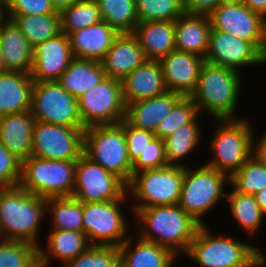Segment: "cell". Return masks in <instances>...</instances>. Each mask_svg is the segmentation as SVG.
I'll use <instances>...</instances> for the list:
<instances>
[{
	"mask_svg": "<svg viewBox=\"0 0 266 267\" xmlns=\"http://www.w3.org/2000/svg\"><path fill=\"white\" fill-rule=\"evenodd\" d=\"M132 219L136 226L134 234L168 248L177 257H184L201 226L178 204L139 208L133 212Z\"/></svg>",
	"mask_w": 266,
	"mask_h": 267,
	"instance_id": "cell-1",
	"label": "cell"
},
{
	"mask_svg": "<svg viewBox=\"0 0 266 267\" xmlns=\"http://www.w3.org/2000/svg\"><path fill=\"white\" fill-rule=\"evenodd\" d=\"M210 230L209 225L198 228L184 258L189 257L199 267L266 266V253L259 246L250 244L248 239L242 240L235 235L233 238L224 232L215 234Z\"/></svg>",
	"mask_w": 266,
	"mask_h": 267,
	"instance_id": "cell-2",
	"label": "cell"
},
{
	"mask_svg": "<svg viewBox=\"0 0 266 267\" xmlns=\"http://www.w3.org/2000/svg\"><path fill=\"white\" fill-rule=\"evenodd\" d=\"M242 76L239 71L205 61L197 86L190 96L199 113L206 112L212 120L245 118L237 114L244 88Z\"/></svg>",
	"mask_w": 266,
	"mask_h": 267,
	"instance_id": "cell-3",
	"label": "cell"
},
{
	"mask_svg": "<svg viewBox=\"0 0 266 267\" xmlns=\"http://www.w3.org/2000/svg\"><path fill=\"white\" fill-rule=\"evenodd\" d=\"M46 198L20 186L0 188V239L27 241L39 246Z\"/></svg>",
	"mask_w": 266,
	"mask_h": 267,
	"instance_id": "cell-4",
	"label": "cell"
},
{
	"mask_svg": "<svg viewBox=\"0 0 266 267\" xmlns=\"http://www.w3.org/2000/svg\"><path fill=\"white\" fill-rule=\"evenodd\" d=\"M214 121L208 142L212 155L204 164L230 177L252 156L255 128L247 117Z\"/></svg>",
	"mask_w": 266,
	"mask_h": 267,
	"instance_id": "cell-5",
	"label": "cell"
},
{
	"mask_svg": "<svg viewBox=\"0 0 266 267\" xmlns=\"http://www.w3.org/2000/svg\"><path fill=\"white\" fill-rule=\"evenodd\" d=\"M191 166L192 163L184 167V178L178 205L201 226L208 225L204 221L205 215L207 216L226 199L229 177L204 163L198 167Z\"/></svg>",
	"mask_w": 266,
	"mask_h": 267,
	"instance_id": "cell-6",
	"label": "cell"
},
{
	"mask_svg": "<svg viewBox=\"0 0 266 267\" xmlns=\"http://www.w3.org/2000/svg\"><path fill=\"white\" fill-rule=\"evenodd\" d=\"M183 178L184 167L179 165H168L133 174L127 184V194L129 199H132L129 204L131 209L126 213L132 215L139 208L179 204Z\"/></svg>",
	"mask_w": 266,
	"mask_h": 267,
	"instance_id": "cell-7",
	"label": "cell"
},
{
	"mask_svg": "<svg viewBox=\"0 0 266 267\" xmlns=\"http://www.w3.org/2000/svg\"><path fill=\"white\" fill-rule=\"evenodd\" d=\"M77 160L30 156L21 163L19 186L43 198L72 197Z\"/></svg>",
	"mask_w": 266,
	"mask_h": 267,
	"instance_id": "cell-8",
	"label": "cell"
},
{
	"mask_svg": "<svg viewBox=\"0 0 266 267\" xmlns=\"http://www.w3.org/2000/svg\"><path fill=\"white\" fill-rule=\"evenodd\" d=\"M83 153L117 175L126 184L133 176L124 129L119 125H94L84 131Z\"/></svg>",
	"mask_w": 266,
	"mask_h": 267,
	"instance_id": "cell-9",
	"label": "cell"
},
{
	"mask_svg": "<svg viewBox=\"0 0 266 267\" xmlns=\"http://www.w3.org/2000/svg\"><path fill=\"white\" fill-rule=\"evenodd\" d=\"M125 201L128 199L82 202L84 233L90 245L119 247L131 236L122 208L127 205Z\"/></svg>",
	"mask_w": 266,
	"mask_h": 267,
	"instance_id": "cell-10",
	"label": "cell"
},
{
	"mask_svg": "<svg viewBox=\"0 0 266 267\" xmlns=\"http://www.w3.org/2000/svg\"><path fill=\"white\" fill-rule=\"evenodd\" d=\"M208 18L211 28L250 42L266 58V19L241 0H225Z\"/></svg>",
	"mask_w": 266,
	"mask_h": 267,
	"instance_id": "cell-11",
	"label": "cell"
},
{
	"mask_svg": "<svg viewBox=\"0 0 266 267\" xmlns=\"http://www.w3.org/2000/svg\"><path fill=\"white\" fill-rule=\"evenodd\" d=\"M31 112L38 122L85 128L78 111V99L57 81L33 83Z\"/></svg>",
	"mask_w": 266,
	"mask_h": 267,
	"instance_id": "cell-12",
	"label": "cell"
},
{
	"mask_svg": "<svg viewBox=\"0 0 266 267\" xmlns=\"http://www.w3.org/2000/svg\"><path fill=\"white\" fill-rule=\"evenodd\" d=\"M78 111L85 128L119 124L126 117L121 81L105 77L78 98Z\"/></svg>",
	"mask_w": 266,
	"mask_h": 267,
	"instance_id": "cell-13",
	"label": "cell"
},
{
	"mask_svg": "<svg viewBox=\"0 0 266 267\" xmlns=\"http://www.w3.org/2000/svg\"><path fill=\"white\" fill-rule=\"evenodd\" d=\"M72 197L83 203L129 199L127 184L84 153L76 161Z\"/></svg>",
	"mask_w": 266,
	"mask_h": 267,
	"instance_id": "cell-14",
	"label": "cell"
},
{
	"mask_svg": "<svg viewBox=\"0 0 266 267\" xmlns=\"http://www.w3.org/2000/svg\"><path fill=\"white\" fill-rule=\"evenodd\" d=\"M85 129L36 121L32 156L49 160H78L83 154Z\"/></svg>",
	"mask_w": 266,
	"mask_h": 267,
	"instance_id": "cell-15",
	"label": "cell"
},
{
	"mask_svg": "<svg viewBox=\"0 0 266 267\" xmlns=\"http://www.w3.org/2000/svg\"><path fill=\"white\" fill-rule=\"evenodd\" d=\"M205 61L240 73L246 67L266 65V58L250 42L213 28L209 34V48Z\"/></svg>",
	"mask_w": 266,
	"mask_h": 267,
	"instance_id": "cell-16",
	"label": "cell"
},
{
	"mask_svg": "<svg viewBox=\"0 0 266 267\" xmlns=\"http://www.w3.org/2000/svg\"><path fill=\"white\" fill-rule=\"evenodd\" d=\"M73 59L68 35L61 33L33 47L30 76L34 82L57 81Z\"/></svg>",
	"mask_w": 266,
	"mask_h": 267,
	"instance_id": "cell-17",
	"label": "cell"
},
{
	"mask_svg": "<svg viewBox=\"0 0 266 267\" xmlns=\"http://www.w3.org/2000/svg\"><path fill=\"white\" fill-rule=\"evenodd\" d=\"M159 62L167 91L190 97L197 86L205 58L175 49Z\"/></svg>",
	"mask_w": 266,
	"mask_h": 267,
	"instance_id": "cell-18",
	"label": "cell"
},
{
	"mask_svg": "<svg viewBox=\"0 0 266 267\" xmlns=\"http://www.w3.org/2000/svg\"><path fill=\"white\" fill-rule=\"evenodd\" d=\"M125 105L150 99L167 91L159 60H146L121 80Z\"/></svg>",
	"mask_w": 266,
	"mask_h": 267,
	"instance_id": "cell-19",
	"label": "cell"
},
{
	"mask_svg": "<svg viewBox=\"0 0 266 267\" xmlns=\"http://www.w3.org/2000/svg\"><path fill=\"white\" fill-rule=\"evenodd\" d=\"M146 60L137 38L132 33H121L100 62L106 77L121 81Z\"/></svg>",
	"mask_w": 266,
	"mask_h": 267,
	"instance_id": "cell-20",
	"label": "cell"
},
{
	"mask_svg": "<svg viewBox=\"0 0 266 267\" xmlns=\"http://www.w3.org/2000/svg\"><path fill=\"white\" fill-rule=\"evenodd\" d=\"M130 234L131 236L118 247L121 267L176 266L174 263H177L178 257L168 248Z\"/></svg>",
	"mask_w": 266,
	"mask_h": 267,
	"instance_id": "cell-21",
	"label": "cell"
},
{
	"mask_svg": "<svg viewBox=\"0 0 266 267\" xmlns=\"http://www.w3.org/2000/svg\"><path fill=\"white\" fill-rule=\"evenodd\" d=\"M119 33L105 21L68 34L74 58L101 61Z\"/></svg>",
	"mask_w": 266,
	"mask_h": 267,
	"instance_id": "cell-22",
	"label": "cell"
},
{
	"mask_svg": "<svg viewBox=\"0 0 266 267\" xmlns=\"http://www.w3.org/2000/svg\"><path fill=\"white\" fill-rule=\"evenodd\" d=\"M35 122L31 110L0 117V142L21 163L32 156Z\"/></svg>",
	"mask_w": 266,
	"mask_h": 267,
	"instance_id": "cell-23",
	"label": "cell"
},
{
	"mask_svg": "<svg viewBox=\"0 0 266 267\" xmlns=\"http://www.w3.org/2000/svg\"><path fill=\"white\" fill-rule=\"evenodd\" d=\"M47 234L45 245L38 246V264L39 267H49L53 259L64 263L75 259L84 252L90 243L84 232H75L69 230L50 229Z\"/></svg>",
	"mask_w": 266,
	"mask_h": 267,
	"instance_id": "cell-24",
	"label": "cell"
},
{
	"mask_svg": "<svg viewBox=\"0 0 266 267\" xmlns=\"http://www.w3.org/2000/svg\"><path fill=\"white\" fill-rule=\"evenodd\" d=\"M182 97L178 93L166 91L150 99L128 103L125 119L136 128L155 133L160 122L171 113Z\"/></svg>",
	"mask_w": 266,
	"mask_h": 267,
	"instance_id": "cell-25",
	"label": "cell"
},
{
	"mask_svg": "<svg viewBox=\"0 0 266 267\" xmlns=\"http://www.w3.org/2000/svg\"><path fill=\"white\" fill-rule=\"evenodd\" d=\"M174 30L176 50L205 58L211 30L208 15L183 13L174 21Z\"/></svg>",
	"mask_w": 266,
	"mask_h": 267,
	"instance_id": "cell-26",
	"label": "cell"
},
{
	"mask_svg": "<svg viewBox=\"0 0 266 267\" xmlns=\"http://www.w3.org/2000/svg\"><path fill=\"white\" fill-rule=\"evenodd\" d=\"M132 34L137 38L147 60H160L176 49L174 21L141 22Z\"/></svg>",
	"mask_w": 266,
	"mask_h": 267,
	"instance_id": "cell-27",
	"label": "cell"
},
{
	"mask_svg": "<svg viewBox=\"0 0 266 267\" xmlns=\"http://www.w3.org/2000/svg\"><path fill=\"white\" fill-rule=\"evenodd\" d=\"M0 47L6 72L31 74L33 47L10 19L0 28Z\"/></svg>",
	"mask_w": 266,
	"mask_h": 267,
	"instance_id": "cell-28",
	"label": "cell"
},
{
	"mask_svg": "<svg viewBox=\"0 0 266 267\" xmlns=\"http://www.w3.org/2000/svg\"><path fill=\"white\" fill-rule=\"evenodd\" d=\"M33 83L30 74L0 73V117L31 110Z\"/></svg>",
	"mask_w": 266,
	"mask_h": 267,
	"instance_id": "cell-29",
	"label": "cell"
},
{
	"mask_svg": "<svg viewBox=\"0 0 266 267\" xmlns=\"http://www.w3.org/2000/svg\"><path fill=\"white\" fill-rule=\"evenodd\" d=\"M106 77L101 62L74 58L57 82L76 99Z\"/></svg>",
	"mask_w": 266,
	"mask_h": 267,
	"instance_id": "cell-30",
	"label": "cell"
},
{
	"mask_svg": "<svg viewBox=\"0 0 266 267\" xmlns=\"http://www.w3.org/2000/svg\"><path fill=\"white\" fill-rule=\"evenodd\" d=\"M199 115L189 124L182 126L176 132L164 139L165 158L168 165L187 167L184 159L193 154V151L203 142V126L198 120Z\"/></svg>",
	"mask_w": 266,
	"mask_h": 267,
	"instance_id": "cell-31",
	"label": "cell"
},
{
	"mask_svg": "<svg viewBox=\"0 0 266 267\" xmlns=\"http://www.w3.org/2000/svg\"><path fill=\"white\" fill-rule=\"evenodd\" d=\"M226 193V202L229 205L230 215L244 233L254 238L265 225L266 214L260 209L254 195L244 194L233 189ZM265 217V218H264Z\"/></svg>",
	"mask_w": 266,
	"mask_h": 267,
	"instance_id": "cell-32",
	"label": "cell"
},
{
	"mask_svg": "<svg viewBox=\"0 0 266 267\" xmlns=\"http://www.w3.org/2000/svg\"><path fill=\"white\" fill-rule=\"evenodd\" d=\"M32 47L62 33L60 14L8 15Z\"/></svg>",
	"mask_w": 266,
	"mask_h": 267,
	"instance_id": "cell-33",
	"label": "cell"
},
{
	"mask_svg": "<svg viewBox=\"0 0 266 267\" xmlns=\"http://www.w3.org/2000/svg\"><path fill=\"white\" fill-rule=\"evenodd\" d=\"M46 213L51 215V229L84 232L82 202L74 197L47 198Z\"/></svg>",
	"mask_w": 266,
	"mask_h": 267,
	"instance_id": "cell-34",
	"label": "cell"
},
{
	"mask_svg": "<svg viewBox=\"0 0 266 267\" xmlns=\"http://www.w3.org/2000/svg\"><path fill=\"white\" fill-rule=\"evenodd\" d=\"M100 9L102 20L119 34L133 33L138 25L136 0H94Z\"/></svg>",
	"mask_w": 266,
	"mask_h": 267,
	"instance_id": "cell-35",
	"label": "cell"
},
{
	"mask_svg": "<svg viewBox=\"0 0 266 267\" xmlns=\"http://www.w3.org/2000/svg\"><path fill=\"white\" fill-rule=\"evenodd\" d=\"M59 14L61 31L66 35L102 21L100 9L94 0H80Z\"/></svg>",
	"mask_w": 266,
	"mask_h": 267,
	"instance_id": "cell-36",
	"label": "cell"
},
{
	"mask_svg": "<svg viewBox=\"0 0 266 267\" xmlns=\"http://www.w3.org/2000/svg\"><path fill=\"white\" fill-rule=\"evenodd\" d=\"M229 186L234 191L254 195L266 188V166L252 155L229 177Z\"/></svg>",
	"mask_w": 266,
	"mask_h": 267,
	"instance_id": "cell-37",
	"label": "cell"
},
{
	"mask_svg": "<svg viewBox=\"0 0 266 267\" xmlns=\"http://www.w3.org/2000/svg\"><path fill=\"white\" fill-rule=\"evenodd\" d=\"M0 267H39L38 246L27 241L0 239Z\"/></svg>",
	"mask_w": 266,
	"mask_h": 267,
	"instance_id": "cell-38",
	"label": "cell"
},
{
	"mask_svg": "<svg viewBox=\"0 0 266 267\" xmlns=\"http://www.w3.org/2000/svg\"><path fill=\"white\" fill-rule=\"evenodd\" d=\"M139 23L146 21H175L184 13L183 0H136Z\"/></svg>",
	"mask_w": 266,
	"mask_h": 267,
	"instance_id": "cell-39",
	"label": "cell"
},
{
	"mask_svg": "<svg viewBox=\"0 0 266 267\" xmlns=\"http://www.w3.org/2000/svg\"><path fill=\"white\" fill-rule=\"evenodd\" d=\"M198 115L200 113L194 101L190 97H182L171 113L160 122L155 136L164 140L182 126L191 123Z\"/></svg>",
	"mask_w": 266,
	"mask_h": 267,
	"instance_id": "cell-40",
	"label": "cell"
},
{
	"mask_svg": "<svg viewBox=\"0 0 266 267\" xmlns=\"http://www.w3.org/2000/svg\"><path fill=\"white\" fill-rule=\"evenodd\" d=\"M120 255L118 247L90 245L75 259L60 267H119Z\"/></svg>",
	"mask_w": 266,
	"mask_h": 267,
	"instance_id": "cell-41",
	"label": "cell"
},
{
	"mask_svg": "<svg viewBox=\"0 0 266 267\" xmlns=\"http://www.w3.org/2000/svg\"><path fill=\"white\" fill-rule=\"evenodd\" d=\"M168 166L165 158L164 140L153 138L144 152L133 163V174L145 170L159 169Z\"/></svg>",
	"mask_w": 266,
	"mask_h": 267,
	"instance_id": "cell-42",
	"label": "cell"
},
{
	"mask_svg": "<svg viewBox=\"0 0 266 267\" xmlns=\"http://www.w3.org/2000/svg\"><path fill=\"white\" fill-rule=\"evenodd\" d=\"M119 125L124 129V135L127 143L128 155L132 163L145 151L149 142L155 138V133L136 128L126 119H123Z\"/></svg>",
	"mask_w": 266,
	"mask_h": 267,
	"instance_id": "cell-43",
	"label": "cell"
},
{
	"mask_svg": "<svg viewBox=\"0 0 266 267\" xmlns=\"http://www.w3.org/2000/svg\"><path fill=\"white\" fill-rule=\"evenodd\" d=\"M21 162L0 142V188L19 186Z\"/></svg>",
	"mask_w": 266,
	"mask_h": 267,
	"instance_id": "cell-44",
	"label": "cell"
},
{
	"mask_svg": "<svg viewBox=\"0 0 266 267\" xmlns=\"http://www.w3.org/2000/svg\"><path fill=\"white\" fill-rule=\"evenodd\" d=\"M8 15L59 14L51 0H6Z\"/></svg>",
	"mask_w": 266,
	"mask_h": 267,
	"instance_id": "cell-45",
	"label": "cell"
},
{
	"mask_svg": "<svg viewBox=\"0 0 266 267\" xmlns=\"http://www.w3.org/2000/svg\"><path fill=\"white\" fill-rule=\"evenodd\" d=\"M224 1L225 0H183L184 13L208 15Z\"/></svg>",
	"mask_w": 266,
	"mask_h": 267,
	"instance_id": "cell-46",
	"label": "cell"
},
{
	"mask_svg": "<svg viewBox=\"0 0 266 267\" xmlns=\"http://www.w3.org/2000/svg\"><path fill=\"white\" fill-rule=\"evenodd\" d=\"M258 137L259 138H257L254 131L252 155L266 166V131L263 132V135H260Z\"/></svg>",
	"mask_w": 266,
	"mask_h": 267,
	"instance_id": "cell-47",
	"label": "cell"
},
{
	"mask_svg": "<svg viewBox=\"0 0 266 267\" xmlns=\"http://www.w3.org/2000/svg\"><path fill=\"white\" fill-rule=\"evenodd\" d=\"M251 11L259 13L266 19V0H241Z\"/></svg>",
	"mask_w": 266,
	"mask_h": 267,
	"instance_id": "cell-48",
	"label": "cell"
},
{
	"mask_svg": "<svg viewBox=\"0 0 266 267\" xmlns=\"http://www.w3.org/2000/svg\"><path fill=\"white\" fill-rule=\"evenodd\" d=\"M79 1L80 0H51V3L56 12L60 13L63 9L69 8Z\"/></svg>",
	"mask_w": 266,
	"mask_h": 267,
	"instance_id": "cell-49",
	"label": "cell"
},
{
	"mask_svg": "<svg viewBox=\"0 0 266 267\" xmlns=\"http://www.w3.org/2000/svg\"><path fill=\"white\" fill-rule=\"evenodd\" d=\"M260 209L266 214V188L254 194Z\"/></svg>",
	"mask_w": 266,
	"mask_h": 267,
	"instance_id": "cell-50",
	"label": "cell"
},
{
	"mask_svg": "<svg viewBox=\"0 0 266 267\" xmlns=\"http://www.w3.org/2000/svg\"><path fill=\"white\" fill-rule=\"evenodd\" d=\"M7 4H0V28L8 21Z\"/></svg>",
	"mask_w": 266,
	"mask_h": 267,
	"instance_id": "cell-51",
	"label": "cell"
},
{
	"mask_svg": "<svg viewBox=\"0 0 266 267\" xmlns=\"http://www.w3.org/2000/svg\"><path fill=\"white\" fill-rule=\"evenodd\" d=\"M6 72V65L4 61V56L3 53L1 52V47H0V73H5Z\"/></svg>",
	"mask_w": 266,
	"mask_h": 267,
	"instance_id": "cell-52",
	"label": "cell"
},
{
	"mask_svg": "<svg viewBox=\"0 0 266 267\" xmlns=\"http://www.w3.org/2000/svg\"><path fill=\"white\" fill-rule=\"evenodd\" d=\"M0 4H6V0H0Z\"/></svg>",
	"mask_w": 266,
	"mask_h": 267,
	"instance_id": "cell-53",
	"label": "cell"
}]
</instances>
